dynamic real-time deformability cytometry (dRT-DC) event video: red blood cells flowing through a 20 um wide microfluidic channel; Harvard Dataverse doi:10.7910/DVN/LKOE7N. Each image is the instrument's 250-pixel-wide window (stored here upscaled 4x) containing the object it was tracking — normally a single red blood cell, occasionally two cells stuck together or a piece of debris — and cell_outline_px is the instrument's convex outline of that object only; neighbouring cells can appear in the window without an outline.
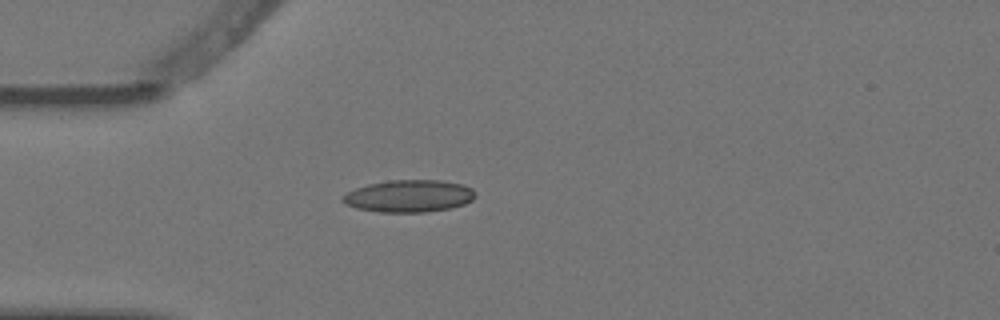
{"species": "Egyptian fruit bat (a non-hibernating species)", "species_latin": "Rousettus aegyptiacus", "temperature_condition": "warm", "stored_images_in_passage": 2, "camera_frame_rate_fps": 3000, "um_per_image_px": 0.085, "animal": {"sex": "female"}, "frame": {"image": 1, "passage_image": 1, "time_ms": 0.0, "image_size_px": [1000, 320], "cell_outline_px": [[476, 196], [472, 200], [464, 204], [452, 208], [424, 212], [380, 212], [356, 208], [344, 204], [340, 200], [340, 196], [356, 188], [368, 184], [388, 180], [440, 180], [464, 184], [472, 188], [476, 192]], "centroid_in_image_um": [34.76, 16.66], "position_along_channel_um": 50.2, "area_um2": 25.2}}